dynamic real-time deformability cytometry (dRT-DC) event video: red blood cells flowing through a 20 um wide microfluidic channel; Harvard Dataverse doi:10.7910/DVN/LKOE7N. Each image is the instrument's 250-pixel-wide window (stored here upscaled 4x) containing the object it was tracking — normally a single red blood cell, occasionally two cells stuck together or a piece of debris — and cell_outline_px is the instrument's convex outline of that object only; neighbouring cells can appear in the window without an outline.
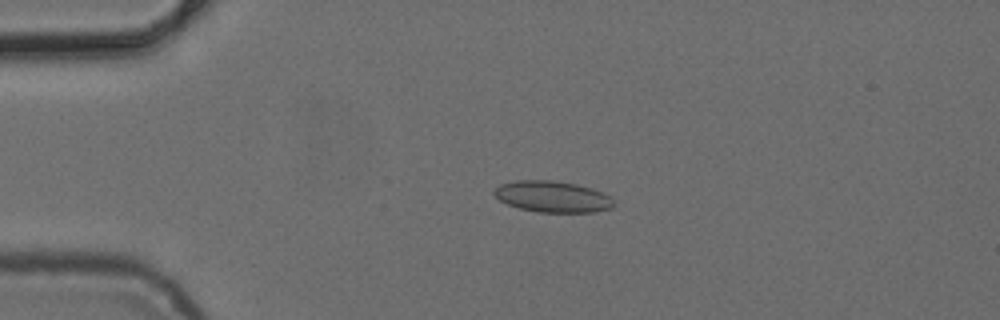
{"species": "common noctule bat (a hibernating species)", "species_latin": "Nyctalus noctula", "temperature_condition": "cold", "stored_images_in_passage": 4, "camera_frame_rate_fps": 3000, "um_per_image_px": 0.085, "animal": {"sex": "female", "body_mass_g": 24.6, "forearm_length_mm": 56.2}, "frame": {"image": 1, "passage_image": 4, "time_ms": 4.0, "image_size_px": [1000, 320], "cell_outline_px": [[616, 204], [612, 208], [592, 212], [536, 212], [520, 208], [508, 204], [500, 200], [492, 192], [500, 184], [516, 180], [548, 180], [576, 184], [592, 188], [608, 196]], "centroid_in_image_um": [46.95, 16.71], "position_along_channel_um": 38.0, "area_um2": 21.62}}